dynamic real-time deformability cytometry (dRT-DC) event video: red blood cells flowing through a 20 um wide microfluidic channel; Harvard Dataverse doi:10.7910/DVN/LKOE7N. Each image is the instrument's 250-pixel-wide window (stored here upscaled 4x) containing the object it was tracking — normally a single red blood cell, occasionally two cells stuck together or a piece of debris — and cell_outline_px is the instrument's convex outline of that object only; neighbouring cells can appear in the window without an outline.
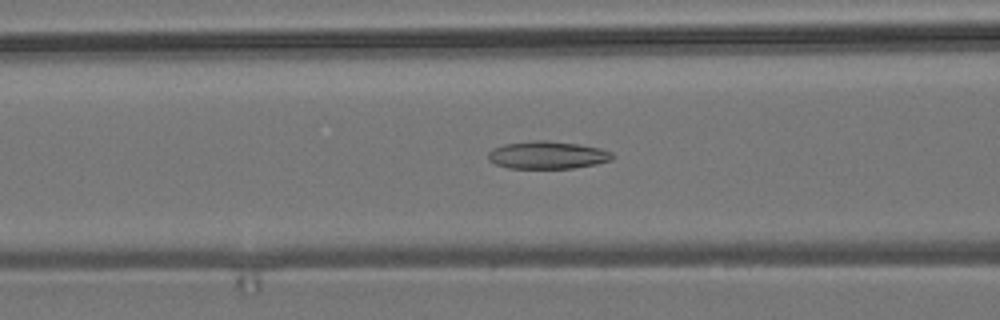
{"species": "common noctule bat (a hibernating species)", "species_latin": "Nyctalus noctula", "temperature_condition": "room temperature", "stored_images_in_passage": 53, "camera_frame_rate_fps": 3000, "um_per_image_px": 0.085, "animal": {"sex": "male", "body_mass_g": 19.2, "forearm_length_mm": 51.8}, "frame": {"image": 1, "passage_image": 22, "time_ms": 7.0, "image_size_px": [1000, 320], "cell_outline_px": [[612, 160], [596, 164], [572, 168], [508, 168], [496, 164], [488, 160], [488, 152], [492, 148], [504, 144], [536, 140], [548, 140], [576, 144], [600, 148], [612, 152]], "centroid_in_image_um": [46.5, 13.18], "position_along_channel_um": 120.1, "area_um2": 19.94}}
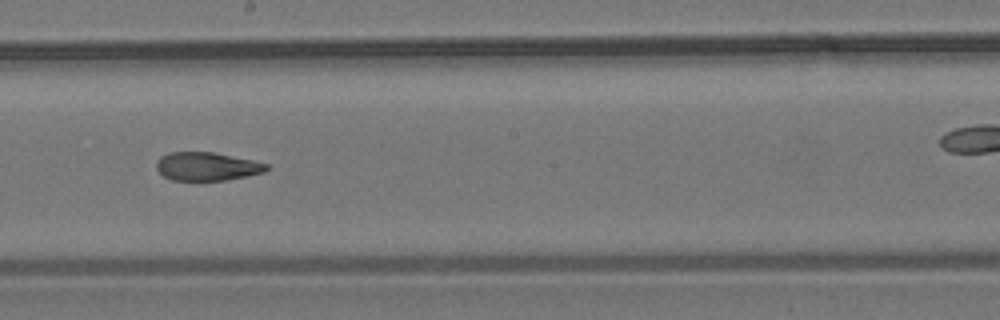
{"frame": {"image": 2, "passage_image": 31, "time_ms": 10.0, "image_size_px": [1000, 320], "cell_outline_px": [[268, 168], [264, 172], [224, 180], [172, 180], [164, 176], [156, 168], [156, 164], [160, 156], [168, 152], [216, 152], [252, 160], [268, 164]], "centroid_in_image_um": [17.56, 14.13], "position_along_channel_um": 230.6, "area_um2": 18.09}}
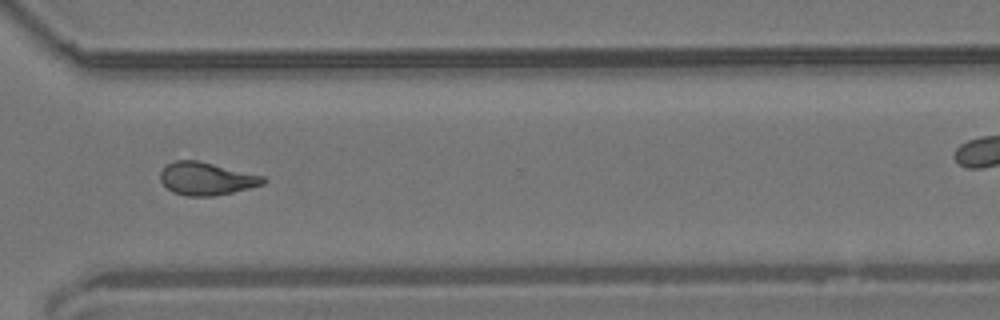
{"frame": {"image": 3, "passage_image": 41, "time_ms": 13.333, "image_size_px": [1000, 320], "cell_outline_px": [[268, 180], [264, 184], [232, 192], [212, 196], [184, 196], [172, 192], [160, 180], [160, 172], [168, 164], [176, 160], [196, 160], [264, 176]], "centroid_in_image_um": [17.54, 15.19], "position_along_channel_um": 353.1, "area_um2": 19.48}, "authors_computed_cell_mechanics": {"area_um2": 19.8254, "velocity_mm_per_s": 3.6829, "shape_relaxation_time_tau1_ms": null, "shape_relaxation_time_tau2_ms": 3.8467, "deformation_change_tau1": null, "deformation_change_tau2": 0.1159}}